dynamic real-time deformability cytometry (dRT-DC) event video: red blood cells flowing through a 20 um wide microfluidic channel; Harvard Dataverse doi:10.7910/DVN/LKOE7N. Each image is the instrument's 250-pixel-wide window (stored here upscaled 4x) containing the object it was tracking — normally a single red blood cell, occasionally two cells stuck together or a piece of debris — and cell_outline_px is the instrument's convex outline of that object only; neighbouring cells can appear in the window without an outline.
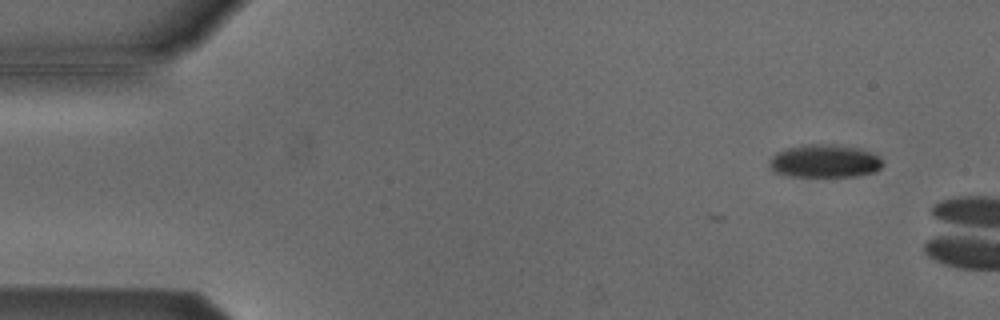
{"species": "Egyptian fruit bat (a non-hibernating species)", "species_latin": "Rousettus aegyptiacus", "temperature_condition": "cold", "stored_images_in_passage": 5, "camera_frame_rate_fps": 3000, "um_per_image_px": 0.085, "animal": {"sex": "male"}, "frame": {"image": 1, "passage_image": 1, "time_ms": 0.0, "image_size_px": [1000, 320], "cell_outline_px": [[880, 168], [876, 172], [856, 176], [788, 176], [772, 172], [768, 164], [768, 160], [776, 152], [788, 148], [808, 144], [832, 144], [860, 148], [872, 152], [880, 160]], "centroid_in_image_um": [70.03, 13.7], "position_along_channel_um": 15.0, "area_um2": 21.85}}